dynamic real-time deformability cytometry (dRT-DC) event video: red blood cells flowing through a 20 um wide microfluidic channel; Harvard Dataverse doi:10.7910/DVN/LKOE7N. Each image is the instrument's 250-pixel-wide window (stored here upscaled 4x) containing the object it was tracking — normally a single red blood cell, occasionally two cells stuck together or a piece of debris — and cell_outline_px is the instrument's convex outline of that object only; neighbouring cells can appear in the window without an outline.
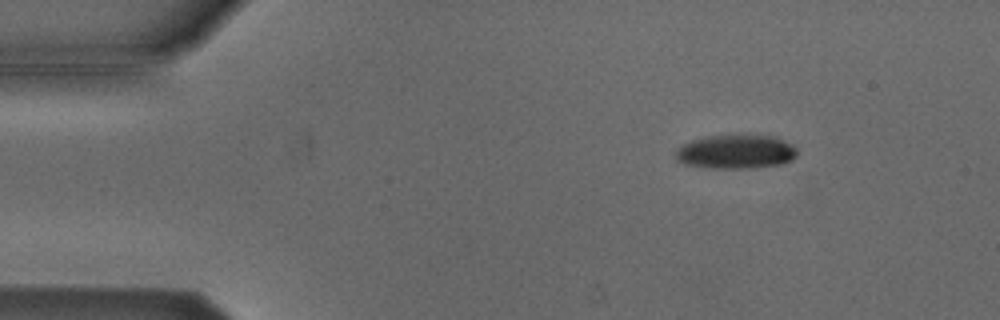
{"species": "Egyptian fruit bat (a non-hibernating species)", "species_latin": "Rousettus aegyptiacus", "temperature_condition": "cold", "stored_images_in_passage": 48, "segment_of_instrument_passage": [1, 2], "camera_frame_rate_fps": 3000, "um_per_image_px": 0.085, "animal": {"sex": "male"}, "frame": {"image": 1, "passage_image": 1, "time_ms": 0.0, "image_size_px": [1000, 320], "cell_outline_px": [[796, 156], [792, 160], [784, 164], [752, 168], [708, 168], [684, 164], [676, 160], [672, 152], [684, 144], [692, 140], [708, 136], [776, 136], [792, 144], [796, 148]], "centroid_in_image_um": [62.54, 12.92], "position_along_channel_um": 22.5, "area_um2": 24.16}}
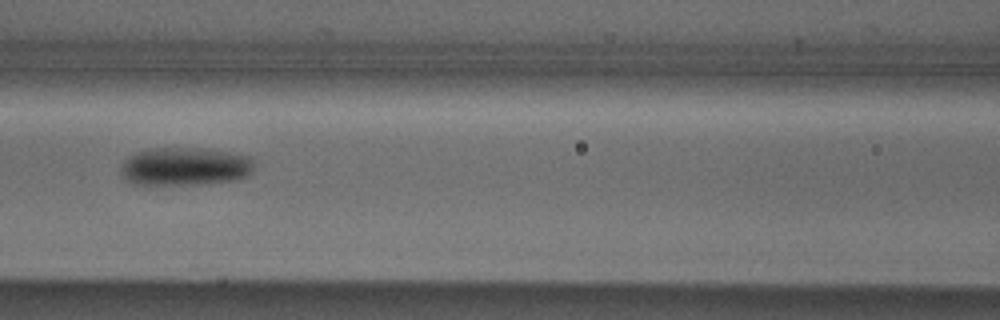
{"frame": {"image": 2, "passage_image": 17, "time_ms": 5.333, "image_size_px": [1000, 320], "cell_outline_px": [[256, 164], [252, 172], [248, 176], [236, 180], [192, 184], [144, 188], [132, 184], [124, 180], [120, 172], [124, 160], [128, 156], [136, 152], [148, 148], [204, 148], [252, 156]], "centroid_in_image_um": [15.67, 14.18], "position_along_channel_um": 150.9, "area_um2": 30.92}}
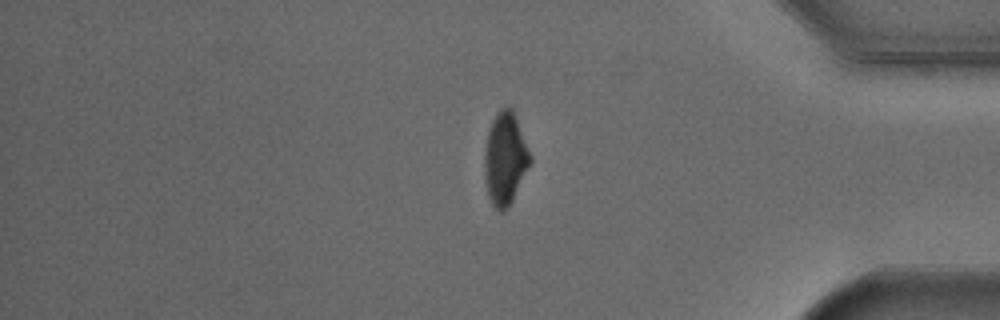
{"frame": {"image": 3, "passage_image": 38, "time_ms": 12.333, "image_size_px": [1000, 320], "cell_outline_px": [[532, 160], [512, 200], [504, 212], [500, 212], [492, 204], [488, 196], [484, 176], [484, 156], [488, 132], [492, 120], [496, 112], [500, 108], [512, 108], [532, 156]], "centroid_in_image_um": [42.93, 13.48], "position_along_channel_um": 392.3, "area_um2": 24.45}}